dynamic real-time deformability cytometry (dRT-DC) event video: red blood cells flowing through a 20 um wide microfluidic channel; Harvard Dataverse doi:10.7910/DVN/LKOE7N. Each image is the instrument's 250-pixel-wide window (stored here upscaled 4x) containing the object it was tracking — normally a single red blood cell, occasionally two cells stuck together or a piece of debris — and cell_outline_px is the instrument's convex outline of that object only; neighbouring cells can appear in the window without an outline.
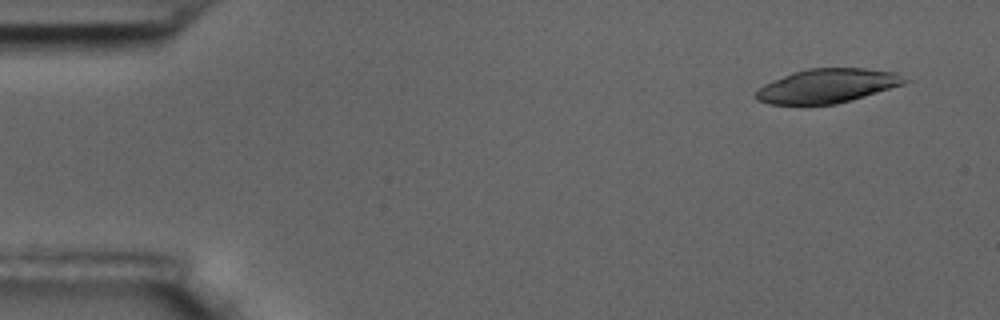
{"species": "common noctule bat (a hibernating species)", "species_latin": "Nyctalus noctula", "temperature_condition": "room temperature", "stored_images_in_passage": 11, "camera_frame_rate_fps": 3000, "um_per_image_px": 0.085, "animal": {"sex": "male", "body_mass_g": 17.5, "forearm_length_mm": 52.3}, "frame": {"image": 1, "passage_image": 2, "time_ms": 0.333, "image_size_px": [1000, 320], "cell_outline_px": [[912, 80], [904, 84], [852, 100], [836, 104], [768, 104], [756, 100], [752, 96], [764, 84], [772, 80], [792, 72], [808, 68], [864, 68], [896, 72]], "centroid_in_image_um": [70.33, 7.29], "position_along_channel_um": 14.7, "area_um2": 29.77}}
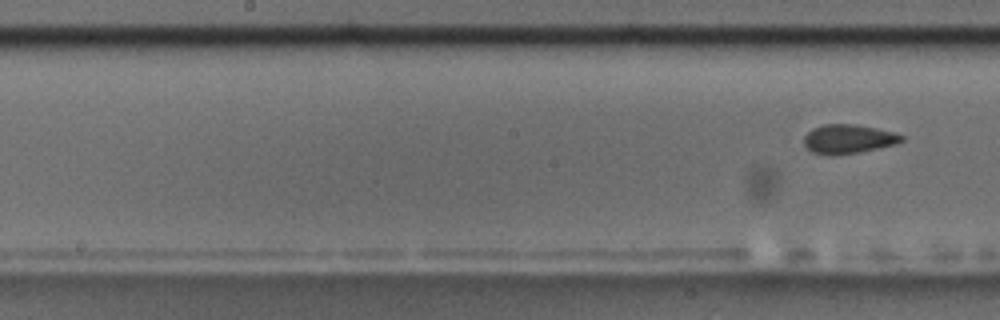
{"frame": {"image": 2, "passage_image": 11, "time_ms": 3.333, "image_size_px": [1000, 320], "cell_outline_px": [[904, 140], [896, 144], [860, 152], [832, 156], [828, 156], [812, 152], [804, 144], [804, 136], [812, 128], [824, 124], [856, 124], [896, 132], [904, 136]], "centroid_in_image_um": [72.11, 11.82], "position_along_channel_um": 176.1, "area_um2": 16.76}}